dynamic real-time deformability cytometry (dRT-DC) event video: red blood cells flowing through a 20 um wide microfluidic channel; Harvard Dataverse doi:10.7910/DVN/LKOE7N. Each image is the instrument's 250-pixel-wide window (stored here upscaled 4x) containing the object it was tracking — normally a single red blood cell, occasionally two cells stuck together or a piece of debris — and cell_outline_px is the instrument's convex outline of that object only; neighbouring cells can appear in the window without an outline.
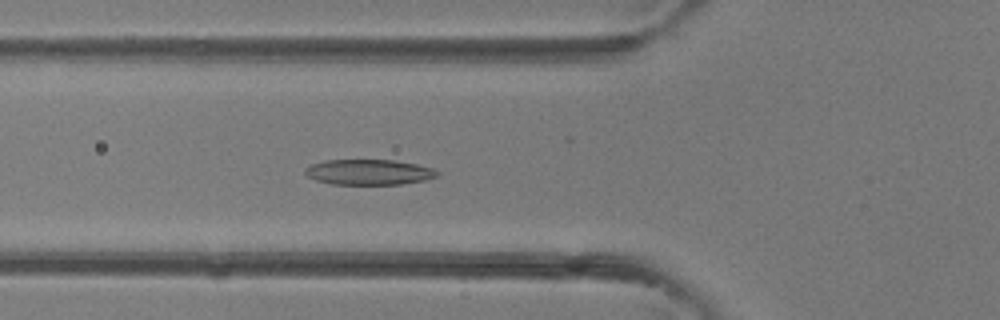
{"species": "common noctule bat (a hibernating species)", "species_latin": "Nyctalus noctula", "temperature_condition": "room temperature", "stored_images_in_passage": 28, "camera_frame_rate_fps": 3000, "um_per_image_px": 0.085, "animal": {"sex": "female"}, "frame": {"image": 1, "passage_image": 2, "time_ms": 0.333, "image_size_px": [1000, 320], "cell_outline_px": [[440, 172], [436, 176], [424, 180], [400, 184], [332, 184], [316, 180], [308, 176], [304, 172], [304, 168], [312, 164], [324, 160], [392, 160], [416, 164], [432, 168]], "centroid_in_image_um": [31.33, 14.62], "position_along_channel_um": 94.5, "area_um2": 19.42}}
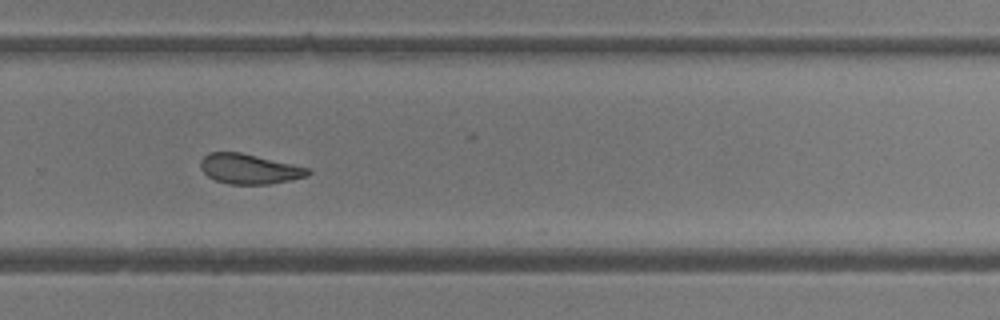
{"frame": {"image": 2, "passage_image": 15, "time_ms": 4.667, "image_size_px": [1000, 320], "cell_outline_px": [[312, 172], [308, 176], [292, 180], [268, 184], [228, 184], [216, 180], [208, 176], [200, 168], [200, 160], [208, 152], [240, 152], [292, 164], [308, 168]], "centroid_in_image_um": [21.18, 14.36], "position_along_channel_um": 308.6, "area_um2": 18.73}}
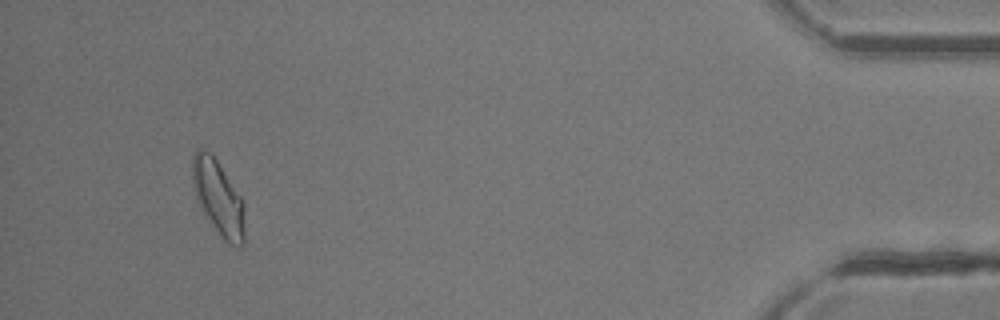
{"frame": {"image": 3, "passage_image": 26, "time_ms": 8.333, "image_size_px": [1000, 320], "cell_outline_px": [[244, 244], [240, 248], [224, 240], [204, 212], [196, 200], [192, 180], [192, 156], [196, 148], [200, 148], [208, 152], [216, 160], [244, 200]], "centroid_in_image_um": [18.56, 16.79], "position_along_channel_um": 416.6, "area_um2": 22.6}}